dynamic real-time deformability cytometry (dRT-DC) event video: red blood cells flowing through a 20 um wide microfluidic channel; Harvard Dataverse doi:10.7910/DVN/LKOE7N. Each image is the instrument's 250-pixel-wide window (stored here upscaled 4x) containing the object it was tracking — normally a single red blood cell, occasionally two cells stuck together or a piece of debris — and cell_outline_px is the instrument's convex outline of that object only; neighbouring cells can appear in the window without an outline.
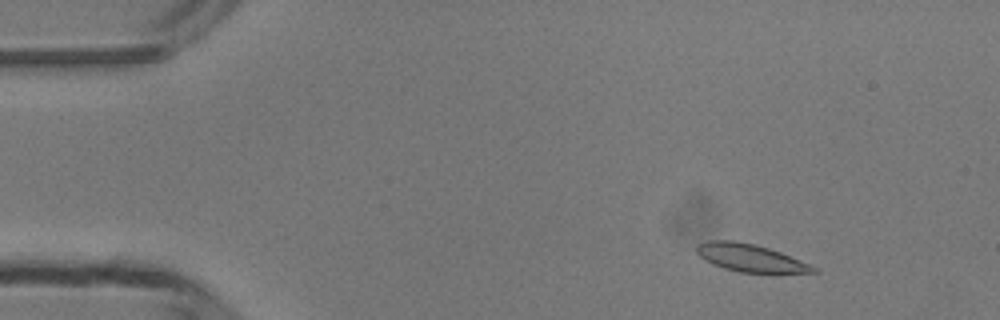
{"species": "common noctule bat (a hibernating species)", "species_latin": "Nyctalus noctula", "temperature_condition": "room temperature", "stored_images_in_passage": 45, "camera_frame_rate_fps": 3000, "um_per_image_px": 0.085, "animal": {"sex": "male", "body_mass_g": 13.3}, "frame": {"image": 1, "passage_image": 2, "time_ms": 0.333, "image_size_px": [1000, 320], "cell_outline_px": [[820, 272], [740, 272], [724, 268], [712, 264], [704, 260], [696, 252], [696, 248], [700, 244], [708, 240], [732, 240], [752, 244], [768, 248], [780, 252], [812, 264]], "centroid_in_image_um": [63.77, 21.92], "position_along_channel_um": 21.2, "area_um2": 18.5}}
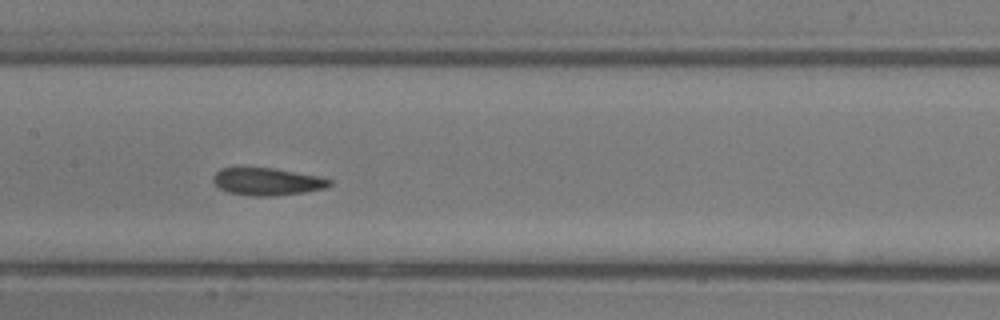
{"frame": {"image": 2, "passage_image": 20, "time_ms": 6.333, "image_size_px": [1000, 320], "cell_outline_px": [[332, 184], [324, 188], [304, 192], [276, 196], [252, 196], [228, 192], [220, 188], [212, 180], [212, 176], [220, 168], [276, 168], [320, 176], [332, 180]], "centroid_in_image_um": [22.72, 15.43], "position_along_channel_um": 184.7, "area_um2": 18.67}}
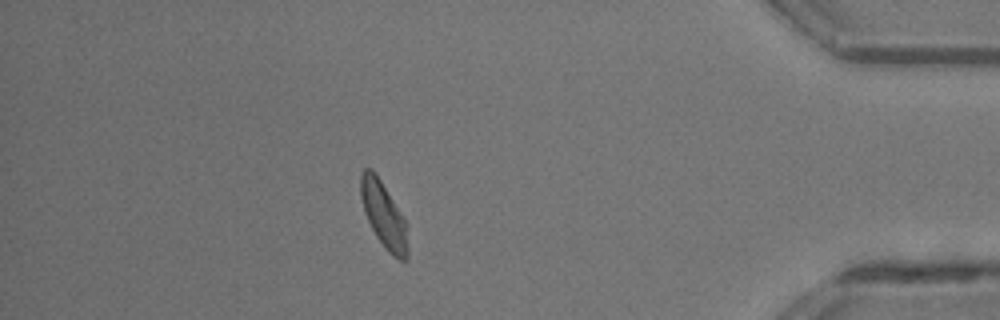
{"frame": {"image": 3, "passage_image": 39, "time_ms": 12.667, "image_size_px": [1000, 320], "cell_outline_px": [[408, 260], [400, 260], [392, 256], [388, 252], [376, 236], [364, 212], [360, 196], [360, 176], [364, 168], [372, 168], [380, 180], [408, 224]], "centroid_in_image_um": [32.63, 18.3], "position_along_channel_um": 402.6, "area_um2": 18.15}, "authors_computed_cell_mechanics": {"area_um2": 18.6694, "velocity_mm_per_s": 4.1674, "shape_relaxation_time_tau1_ms": 2.7363, "shape_relaxation_time_tau2_ms": 1.9354, "deformation_change_tau1": 0.1135, "deformation_change_tau2": 0.0881}}